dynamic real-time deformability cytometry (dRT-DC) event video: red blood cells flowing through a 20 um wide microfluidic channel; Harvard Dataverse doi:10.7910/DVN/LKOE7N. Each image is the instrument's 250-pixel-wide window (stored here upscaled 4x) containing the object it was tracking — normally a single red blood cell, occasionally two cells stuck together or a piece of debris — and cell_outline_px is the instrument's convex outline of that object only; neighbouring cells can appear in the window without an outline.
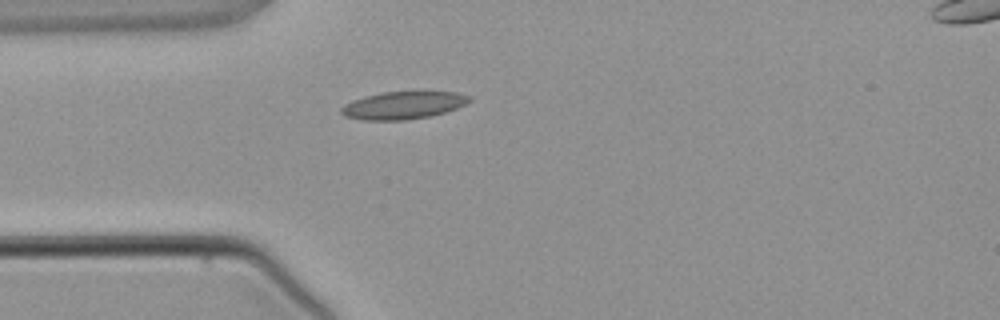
{"species": "common noctule bat (a hibernating species)", "species_latin": "Nyctalus noctula", "temperature_condition": "warm", "stored_images_in_passage": 4, "camera_frame_rate_fps": 3000, "um_per_image_px": 0.085, "animal": {"sex": "male", "body_mass_g": 21.5, "forearm_length_mm": 52.0}, "frame": {"image": 1, "passage_image": 4, "time_ms": 3.333, "image_size_px": [1000, 320], "cell_outline_px": [[472, 100], [456, 108], [444, 112], [428, 116], [408, 120], [364, 120], [344, 116], [340, 112], [340, 108], [344, 104], [352, 100], [364, 96], [384, 92], [456, 92], [472, 96]], "centroid_in_image_um": [34.24, 8.95], "position_along_channel_um": 50.8, "area_um2": 20.52}}